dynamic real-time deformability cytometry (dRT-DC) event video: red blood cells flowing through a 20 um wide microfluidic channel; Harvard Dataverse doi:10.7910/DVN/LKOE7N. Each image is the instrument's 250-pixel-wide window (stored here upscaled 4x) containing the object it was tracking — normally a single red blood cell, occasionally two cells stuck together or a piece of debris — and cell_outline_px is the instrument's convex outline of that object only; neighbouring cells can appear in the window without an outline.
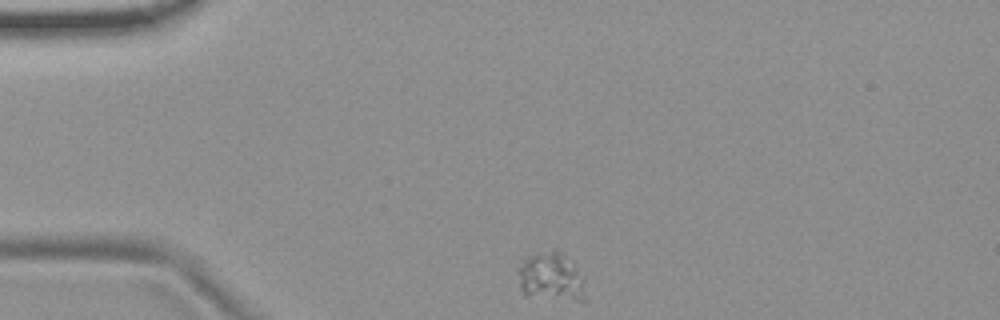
{"species": "common noctule bat (a hibernating species)", "species_latin": "Nyctalus noctula", "temperature_condition": "room temperature", "stored_images_in_passage": 12, "camera_frame_rate_fps": 3000, "um_per_image_px": 0.085, "animal": {"sex": "female", "body_mass_g": 19.9}, "frame": {"image": 1, "passage_image": 1, "time_ms": 0.0, "image_size_px": [1000, 320], "cell_outline_px": [[588, 300], [576, 300], [524, 296], [520, 292], [516, 272], [516, 268], [520, 260], [528, 256], [556, 248], [576, 264], [584, 280]], "centroid_in_image_um": [46.81, 23.53], "position_along_channel_um": 38.2, "area_um2": 20.0}}
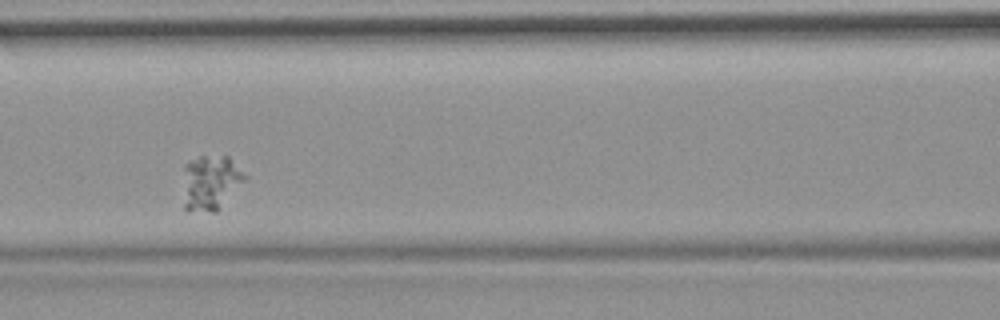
{"frame": {"image": 2, "passage_image": 4, "time_ms": 1.0, "image_size_px": [1000, 320], "cell_outline_px": [[248, 176], [216, 212], [212, 212], [184, 208], [184, 164], [200, 156], [228, 156]], "centroid_in_image_um": [17.91, 15.49], "position_along_channel_um": 148.7, "area_um2": 19.42}}
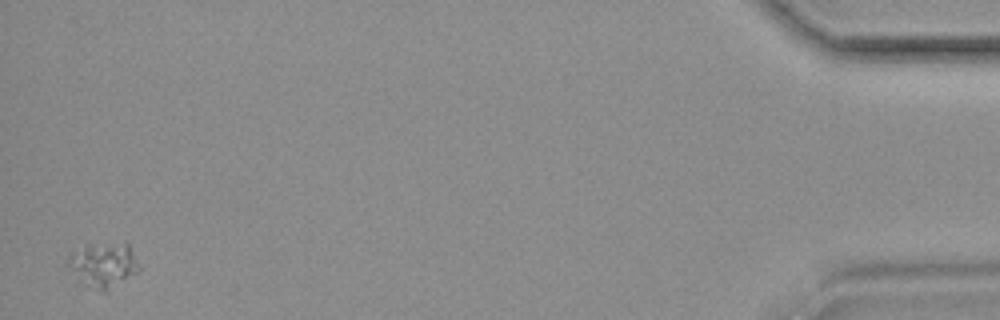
{"frame": {"image": 3, "passage_image": 12, "time_ms": 3.667, "image_size_px": [1000, 320], "cell_outline_px": [[140, 268], [136, 272], [108, 292], [100, 292], [84, 284], [64, 264], [64, 260], [88, 244], [124, 240], [128, 244], [140, 264]], "centroid_in_image_um": [8.8, 22.5], "position_along_channel_um": 426.4, "area_um2": 18.96}}